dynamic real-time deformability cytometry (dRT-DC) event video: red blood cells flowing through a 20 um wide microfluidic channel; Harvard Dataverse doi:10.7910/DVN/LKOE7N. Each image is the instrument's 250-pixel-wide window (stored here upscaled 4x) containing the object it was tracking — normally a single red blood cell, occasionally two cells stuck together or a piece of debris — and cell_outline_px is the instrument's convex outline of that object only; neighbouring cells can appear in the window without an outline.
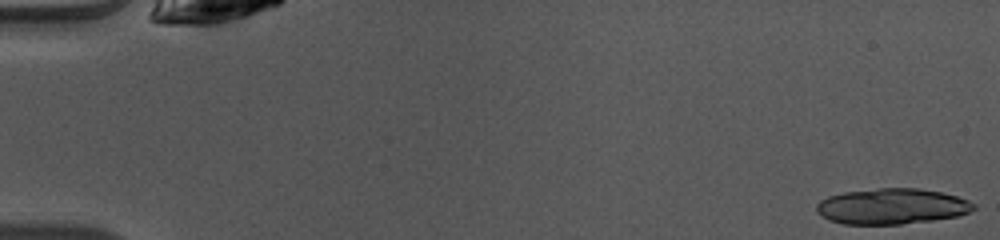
{"species": "common noctule bat (a hibernating species)", "species_latin": "Nyctalus noctula", "temperature_condition": "warm", "stored_images_in_passage": 37, "camera_frame_rate_fps": 3000, "um_per_image_px": 0.085, "animal": {"sex": "female", "body_mass_g": 10.0, "forearm_length_mm": 53.1}, "frame": {"image": 1, "passage_image": 1, "time_ms": 0.0, "image_size_px": [1000, 240], "cell_outline_px": [[976, 208], [960, 216], [932, 220], [900, 224], [844, 224], [828, 220], [816, 212], [816, 204], [820, 200], [828, 196], [844, 192], [880, 188], [920, 188], [940, 192], [956, 196], [968, 200], [976, 204]], "centroid_in_image_um": [75.8, 17.54], "position_along_channel_um": 9.2, "area_um2": 32.77}}
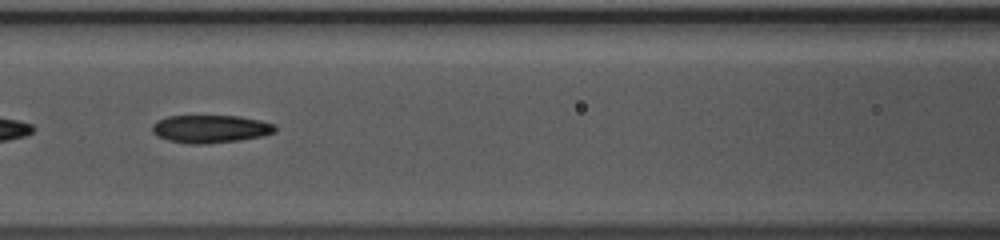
{"frame": {"image": 2, "passage_image": 22, "time_ms": 7.0, "image_size_px": [1000, 240], "cell_outline_px": [[276, 132], [260, 136], [240, 140], [204, 144], [188, 144], [168, 140], [156, 136], [152, 132], [152, 124], [156, 120], [168, 116], [240, 116], [260, 120], [276, 124]], "centroid_in_image_um": [17.87, 10.95], "position_along_channel_um": 148.7, "area_um2": 20.11}}
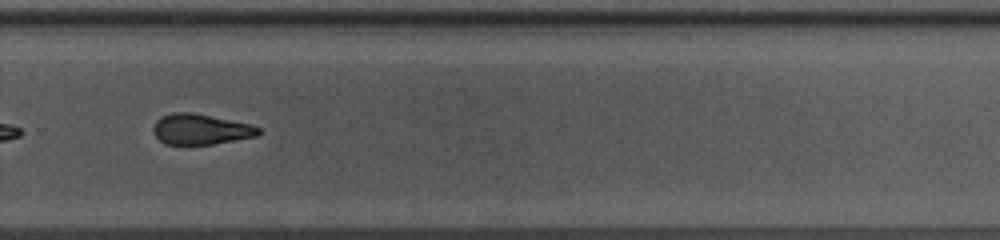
{"frame": {"image": 3, "passage_image": 34, "time_ms": 11.0, "image_size_px": [1000, 240], "cell_outline_px": [[260, 132], [256, 136], [212, 144], [164, 144], [152, 132], [152, 128], [156, 120], [160, 116], [172, 112], [192, 112], [252, 124], [260, 128]], "centroid_in_image_um": [17.02, 10.97], "position_along_channel_um": 312.8, "area_um2": 18.79}}